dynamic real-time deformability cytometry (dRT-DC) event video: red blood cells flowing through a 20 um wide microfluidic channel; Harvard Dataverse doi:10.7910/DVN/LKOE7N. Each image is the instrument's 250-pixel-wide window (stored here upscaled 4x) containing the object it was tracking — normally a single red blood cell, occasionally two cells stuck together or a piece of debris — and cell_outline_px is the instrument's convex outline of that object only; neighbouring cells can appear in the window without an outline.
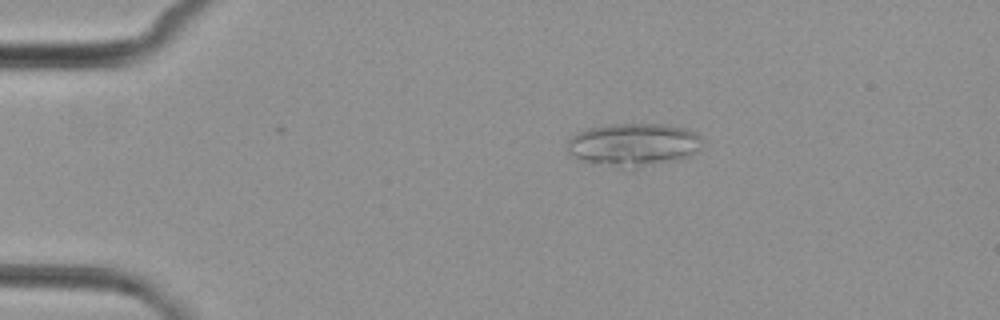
{"species": "common noctule bat (a hibernating species)", "species_latin": "Nyctalus noctula", "temperature_condition": "cold", "stored_images_in_passage": 5, "camera_frame_rate_fps": 3000, "um_per_image_px": 0.085, "animal": {"sex": "female", "body_mass_g": 29.2, "forearm_length_mm": 56.3}, "frame": {"image": 1, "passage_image": 2, "time_ms": 1.333, "image_size_px": [1000, 320], "cell_outline_px": [[704, 140], [700, 148], [684, 156], [636, 168], [632, 168], [584, 160], [568, 156], [568, 140], [576, 132], [588, 128], [612, 124], [664, 124], [684, 128], [696, 132]], "centroid_in_image_um": [53.81, 12.25], "position_along_channel_um": 31.2, "area_um2": 33.0}}
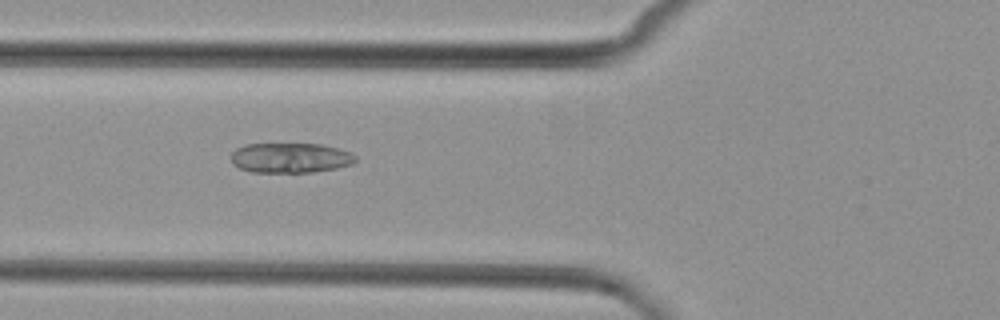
{"frame": {"image": 2, "passage_image": 5, "time_ms": 4.667, "image_size_px": [1000, 320], "cell_outline_px": [[356, 160], [352, 164], [336, 168], [312, 172], [252, 172], [240, 168], [232, 164], [232, 152], [236, 148], [244, 144], [320, 144], [352, 152], [356, 156]], "centroid_in_image_um": [24.68, 13.41], "position_along_channel_um": 101.1, "area_um2": 21.73}}